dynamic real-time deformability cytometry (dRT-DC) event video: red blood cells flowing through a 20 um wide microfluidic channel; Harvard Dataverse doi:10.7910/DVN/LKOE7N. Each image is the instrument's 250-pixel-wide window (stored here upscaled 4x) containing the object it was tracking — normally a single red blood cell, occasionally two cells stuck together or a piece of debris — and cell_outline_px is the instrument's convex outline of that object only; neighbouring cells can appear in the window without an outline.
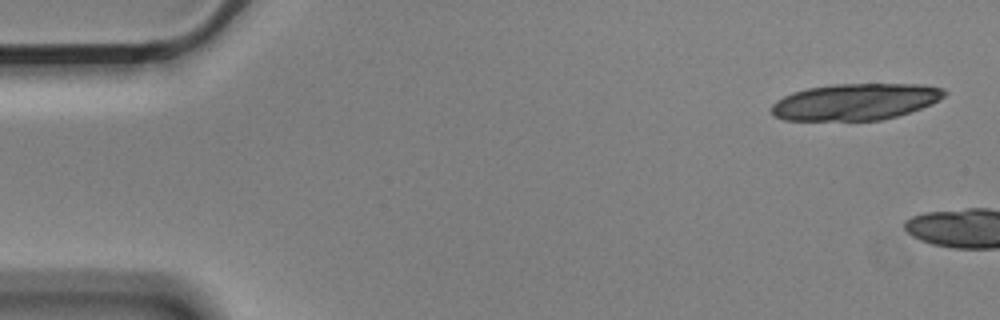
{"species": "Egyptian fruit bat (a non-hibernating species)", "species_latin": "Rousettus aegyptiacus", "temperature_condition": "cold", "stored_images_in_passage": 2, "camera_frame_rate_fps": 3000, "um_per_image_px": 0.085, "animal": {"sex": "male"}, "frame": {"image": 1, "passage_image": 1, "time_ms": 0.0, "image_size_px": [1000, 320], "cell_outline_px": [[948, 92], [944, 96], [932, 104], [896, 116], [880, 120], [784, 120], [772, 116], [772, 104], [776, 100], [792, 92], [808, 88], [832, 84], [924, 84], [944, 88]], "centroid_in_image_um": [72.71, 8.64], "position_along_channel_um": 12.3, "area_um2": 36.88}}